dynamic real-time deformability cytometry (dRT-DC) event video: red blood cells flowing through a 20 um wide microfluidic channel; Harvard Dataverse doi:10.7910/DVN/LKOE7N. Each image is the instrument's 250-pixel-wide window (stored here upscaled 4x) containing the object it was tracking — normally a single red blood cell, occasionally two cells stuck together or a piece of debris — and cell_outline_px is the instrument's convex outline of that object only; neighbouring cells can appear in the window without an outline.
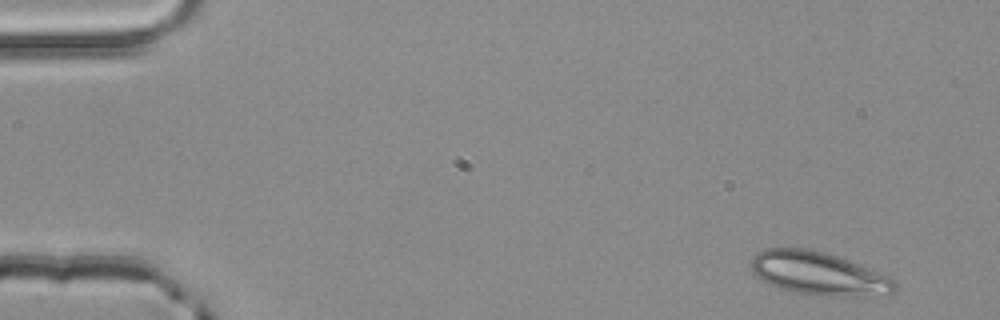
{"species": "common noctule bat (a hibernating species)", "species_latin": "Nyctalus noctula", "temperature_condition": "room temperature", "stored_images_in_passage": 3, "camera_frame_rate_fps": 3000, "um_per_image_px": 0.085, "animal": {"sex": "male", "body_mass_g": 20.4}, "frame": {"image": 1, "passage_image": 1, "time_ms": 0.0, "image_size_px": [1000, 320], "cell_outline_px": [[896, 288], [888, 296], [836, 296], [796, 292], [768, 284], [756, 276], [752, 272], [752, 260], [764, 248], [804, 248], [824, 252], [848, 260], [888, 276], [896, 284]], "centroid_in_image_um": [69.61, 23.26], "position_along_channel_um": 15.4, "area_um2": 35.66}}